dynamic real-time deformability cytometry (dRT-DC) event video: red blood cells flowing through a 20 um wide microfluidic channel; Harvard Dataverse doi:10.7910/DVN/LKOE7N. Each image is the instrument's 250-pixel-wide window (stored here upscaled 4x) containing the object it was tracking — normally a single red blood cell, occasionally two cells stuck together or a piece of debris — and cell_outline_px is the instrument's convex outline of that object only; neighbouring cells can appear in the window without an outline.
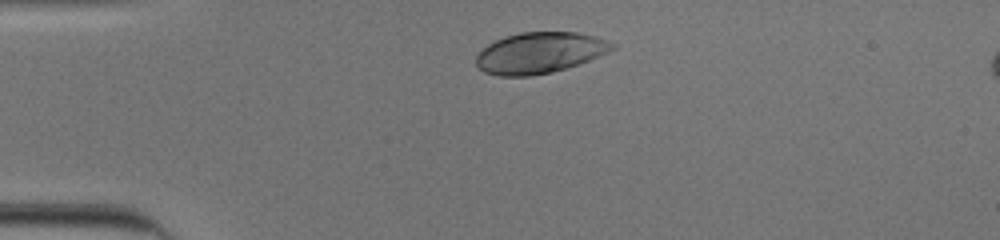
{"species": "human", "species_latin": "Homo sapiens", "temperature_condition": "cold", "stored_images_in_passage": 31, "camera_frame_rate_fps": 3000, "um_per_image_px": 0.085, "donor": {"sex": "male"}, "frame": {"image": 1, "passage_image": 1, "time_ms": 0.0, "image_size_px": [1000, 240], "cell_outline_px": [[616, 48], [608, 52], [588, 60], [552, 72], [528, 76], [500, 76], [484, 72], [476, 64], [476, 56], [488, 44], [504, 36], [520, 32], [576, 32], [596, 36], [608, 40], [616, 44]], "centroid_in_image_um": [45.88, 4.47], "position_along_channel_um": 39.1, "area_um2": 32.37}}
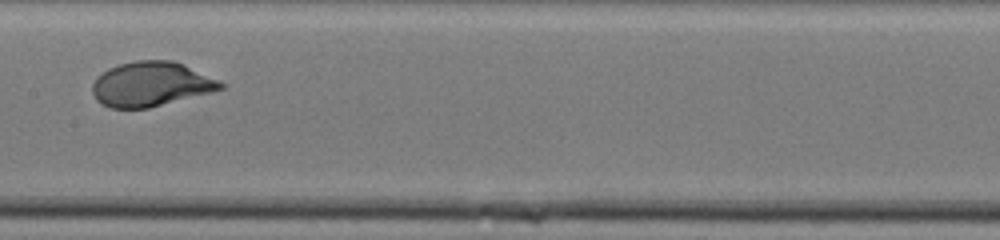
{"frame": {"image": 2, "passage_image": 16, "time_ms": 5.0, "image_size_px": [1000, 240], "cell_outline_px": [[228, 84], [224, 88], [148, 108], [112, 108], [96, 100], [92, 92], [92, 84], [96, 76], [108, 68], [120, 64], [136, 60], [172, 60], [184, 64], [220, 80]], "centroid_in_image_um": [12.83, 7.13], "position_along_channel_um": 194.6, "area_um2": 33.29}}
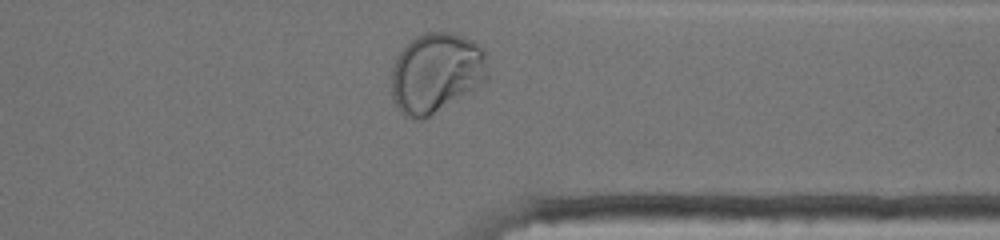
{"frame": {"image": 3, "passage_image": 30, "time_ms": 9.667, "image_size_px": [1000, 240], "cell_outline_px": [[488, 80], [428, 116], [420, 120], [412, 120], [404, 116], [400, 112], [392, 100], [392, 64], [396, 56], [416, 36], [428, 32], [448, 32], [472, 40], [484, 52], [488, 76]], "centroid_in_image_um": [37.03, 6.2], "position_along_channel_um": 374.4, "area_um2": 44.45}, "authors_computed_cell_mechanics": {"area_um2": 33.1772, "velocity_mm_per_s": 3.8796, "shape_relaxation_time_tau1_ms": 4.2997, "shape_relaxation_time_tau2_ms": null, "deformation_change_tau1": 0.2055, "deformation_change_tau2": null}}